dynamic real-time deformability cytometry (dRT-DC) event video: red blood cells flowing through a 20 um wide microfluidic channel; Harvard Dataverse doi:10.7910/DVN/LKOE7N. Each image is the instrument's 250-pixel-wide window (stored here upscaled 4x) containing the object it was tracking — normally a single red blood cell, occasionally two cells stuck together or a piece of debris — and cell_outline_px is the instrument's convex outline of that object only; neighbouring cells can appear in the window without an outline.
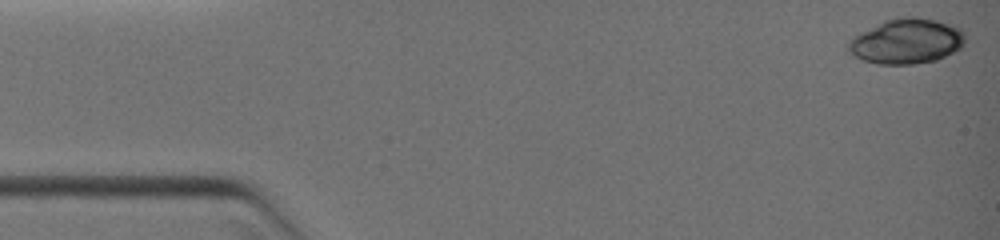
{"species": "common noctule bat (a hibernating species)", "species_latin": "Nyctalus noctula", "temperature_condition": "warm", "stored_images_in_passage": 59, "camera_frame_rate_fps": 3000, "um_per_image_px": 0.085, "animal": {"sex": "female", "body_mass_g": 19.0, "forearm_length_mm": 51.5}, "frame": {"image": 1, "passage_image": 1, "time_ms": 0.0, "image_size_px": [1000, 240], "cell_outline_px": [[964, 44], [960, 48], [936, 60], [912, 64], [876, 64], [860, 60], [852, 56], [848, 52], [848, 40], [852, 36], [884, 20], [900, 16], [916, 16], [936, 20], [960, 28], [964, 32]], "centroid_in_image_um": [76.99, 3.5], "position_along_channel_um": 8.0, "area_um2": 31.04}}
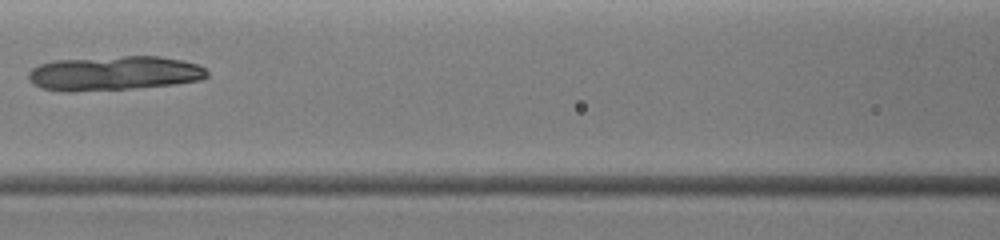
{"frame": {"image": 2, "passage_image": 34, "time_ms": 5.667, "image_size_px": [1000, 240], "cell_outline_px": [[208, 76], [200, 80], [176, 84], [132, 88], [76, 92], [60, 92], [40, 88], [32, 84], [28, 80], [28, 72], [32, 68], [40, 64], [56, 60], [124, 56], [160, 56], [184, 60], [196, 64], [204, 68], [208, 72]], "centroid_in_image_um": [9.66, 6.24], "position_along_channel_um": 156.9, "area_um2": 36.13}}
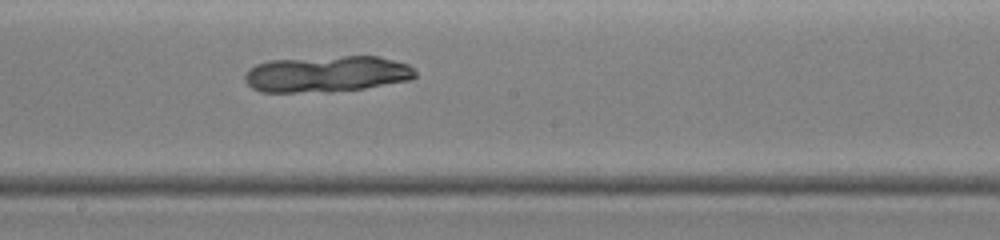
{"frame": {"image": 3, "passage_image": 43, "time_ms": 7.0, "image_size_px": [1000, 240], "cell_outline_px": [[416, 76], [412, 80], [364, 88], [328, 92], [260, 92], [252, 88], [244, 80], [244, 72], [248, 68], [256, 64], [268, 60], [344, 56], [380, 56], [408, 64], [416, 72]], "centroid_in_image_um": [27.75, 6.29], "position_along_channel_um": 220.4, "area_um2": 36.36}}